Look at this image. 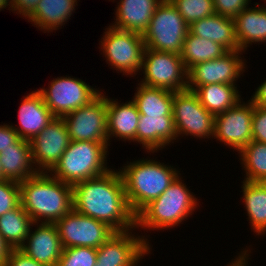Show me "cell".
Instances as JSON below:
<instances>
[{
	"label": "cell",
	"mask_w": 266,
	"mask_h": 266,
	"mask_svg": "<svg viewBox=\"0 0 266 266\" xmlns=\"http://www.w3.org/2000/svg\"><path fill=\"white\" fill-rule=\"evenodd\" d=\"M137 228L116 232L97 248L94 266H140L146 256L153 254L150 246Z\"/></svg>",
	"instance_id": "obj_13"
},
{
	"label": "cell",
	"mask_w": 266,
	"mask_h": 266,
	"mask_svg": "<svg viewBox=\"0 0 266 266\" xmlns=\"http://www.w3.org/2000/svg\"><path fill=\"white\" fill-rule=\"evenodd\" d=\"M70 137L63 118L54 117L31 141L32 161L37 172L49 173L69 146Z\"/></svg>",
	"instance_id": "obj_16"
},
{
	"label": "cell",
	"mask_w": 266,
	"mask_h": 266,
	"mask_svg": "<svg viewBox=\"0 0 266 266\" xmlns=\"http://www.w3.org/2000/svg\"><path fill=\"white\" fill-rule=\"evenodd\" d=\"M110 150L108 143L70 141L59 162L49 172L64 183L74 185L107 173Z\"/></svg>",
	"instance_id": "obj_5"
},
{
	"label": "cell",
	"mask_w": 266,
	"mask_h": 266,
	"mask_svg": "<svg viewBox=\"0 0 266 266\" xmlns=\"http://www.w3.org/2000/svg\"><path fill=\"white\" fill-rule=\"evenodd\" d=\"M55 225L63 248H98L116 232L107 224L72 209Z\"/></svg>",
	"instance_id": "obj_15"
},
{
	"label": "cell",
	"mask_w": 266,
	"mask_h": 266,
	"mask_svg": "<svg viewBox=\"0 0 266 266\" xmlns=\"http://www.w3.org/2000/svg\"><path fill=\"white\" fill-rule=\"evenodd\" d=\"M97 249L93 247L63 248L57 266H94Z\"/></svg>",
	"instance_id": "obj_33"
},
{
	"label": "cell",
	"mask_w": 266,
	"mask_h": 266,
	"mask_svg": "<svg viewBox=\"0 0 266 266\" xmlns=\"http://www.w3.org/2000/svg\"><path fill=\"white\" fill-rule=\"evenodd\" d=\"M256 5V6H255ZM235 33L240 50L247 52L253 44L266 43V6L254 2L235 18Z\"/></svg>",
	"instance_id": "obj_22"
},
{
	"label": "cell",
	"mask_w": 266,
	"mask_h": 266,
	"mask_svg": "<svg viewBox=\"0 0 266 266\" xmlns=\"http://www.w3.org/2000/svg\"><path fill=\"white\" fill-rule=\"evenodd\" d=\"M252 246L253 245L251 244L249 246L248 245L245 246L246 248L243 247V249H241L239 253H236L237 254L236 256H233L234 258L231 261H229L230 263H228L225 266H249V264H251L249 263L250 262L249 260L252 259L250 257L251 255H253L251 250L252 251L254 250Z\"/></svg>",
	"instance_id": "obj_40"
},
{
	"label": "cell",
	"mask_w": 266,
	"mask_h": 266,
	"mask_svg": "<svg viewBox=\"0 0 266 266\" xmlns=\"http://www.w3.org/2000/svg\"><path fill=\"white\" fill-rule=\"evenodd\" d=\"M180 173L170 186L136 216L137 231L151 246L149 231L172 230L184 224L200 206L196 195L187 187ZM140 229V230H139ZM142 229V230H141ZM149 239V240H148Z\"/></svg>",
	"instance_id": "obj_3"
},
{
	"label": "cell",
	"mask_w": 266,
	"mask_h": 266,
	"mask_svg": "<svg viewBox=\"0 0 266 266\" xmlns=\"http://www.w3.org/2000/svg\"><path fill=\"white\" fill-rule=\"evenodd\" d=\"M190 26L193 22L215 14L213 0H170Z\"/></svg>",
	"instance_id": "obj_32"
},
{
	"label": "cell",
	"mask_w": 266,
	"mask_h": 266,
	"mask_svg": "<svg viewBox=\"0 0 266 266\" xmlns=\"http://www.w3.org/2000/svg\"><path fill=\"white\" fill-rule=\"evenodd\" d=\"M172 115L178 141L189 136L205 142V139H213L215 116L200 104L193 90L174 92Z\"/></svg>",
	"instance_id": "obj_9"
},
{
	"label": "cell",
	"mask_w": 266,
	"mask_h": 266,
	"mask_svg": "<svg viewBox=\"0 0 266 266\" xmlns=\"http://www.w3.org/2000/svg\"><path fill=\"white\" fill-rule=\"evenodd\" d=\"M256 88L254 89L255 92L252 93L250 99L255 103V105L266 108V78Z\"/></svg>",
	"instance_id": "obj_41"
},
{
	"label": "cell",
	"mask_w": 266,
	"mask_h": 266,
	"mask_svg": "<svg viewBox=\"0 0 266 266\" xmlns=\"http://www.w3.org/2000/svg\"><path fill=\"white\" fill-rule=\"evenodd\" d=\"M188 71L179 54L145 48L138 82L173 92L188 89ZM140 80V81H139Z\"/></svg>",
	"instance_id": "obj_10"
},
{
	"label": "cell",
	"mask_w": 266,
	"mask_h": 266,
	"mask_svg": "<svg viewBox=\"0 0 266 266\" xmlns=\"http://www.w3.org/2000/svg\"><path fill=\"white\" fill-rule=\"evenodd\" d=\"M236 155L244 181L266 183V143L251 141Z\"/></svg>",
	"instance_id": "obj_31"
},
{
	"label": "cell",
	"mask_w": 266,
	"mask_h": 266,
	"mask_svg": "<svg viewBox=\"0 0 266 266\" xmlns=\"http://www.w3.org/2000/svg\"><path fill=\"white\" fill-rule=\"evenodd\" d=\"M242 50L226 52L222 57L200 62L188 70V89L207 84H231L238 87V80L244 77L247 60ZM242 76V77H241Z\"/></svg>",
	"instance_id": "obj_14"
},
{
	"label": "cell",
	"mask_w": 266,
	"mask_h": 266,
	"mask_svg": "<svg viewBox=\"0 0 266 266\" xmlns=\"http://www.w3.org/2000/svg\"><path fill=\"white\" fill-rule=\"evenodd\" d=\"M73 209L107 224L115 232L136 228L120 172L114 167L107 173L73 185Z\"/></svg>",
	"instance_id": "obj_1"
},
{
	"label": "cell",
	"mask_w": 266,
	"mask_h": 266,
	"mask_svg": "<svg viewBox=\"0 0 266 266\" xmlns=\"http://www.w3.org/2000/svg\"><path fill=\"white\" fill-rule=\"evenodd\" d=\"M242 205L254 236L266 235V183L241 181Z\"/></svg>",
	"instance_id": "obj_26"
},
{
	"label": "cell",
	"mask_w": 266,
	"mask_h": 266,
	"mask_svg": "<svg viewBox=\"0 0 266 266\" xmlns=\"http://www.w3.org/2000/svg\"><path fill=\"white\" fill-rule=\"evenodd\" d=\"M54 78L47 88L37 89L54 117L62 118L88 105L103 91L99 87L96 88L97 86H90L86 80L69 76V74Z\"/></svg>",
	"instance_id": "obj_8"
},
{
	"label": "cell",
	"mask_w": 266,
	"mask_h": 266,
	"mask_svg": "<svg viewBox=\"0 0 266 266\" xmlns=\"http://www.w3.org/2000/svg\"><path fill=\"white\" fill-rule=\"evenodd\" d=\"M11 250L12 248L7 244L0 233V266H4Z\"/></svg>",
	"instance_id": "obj_42"
},
{
	"label": "cell",
	"mask_w": 266,
	"mask_h": 266,
	"mask_svg": "<svg viewBox=\"0 0 266 266\" xmlns=\"http://www.w3.org/2000/svg\"><path fill=\"white\" fill-rule=\"evenodd\" d=\"M86 106L63 116L71 141L108 143L106 92Z\"/></svg>",
	"instance_id": "obj_12"
},
{
	"label": "cell",
	"mask_w": 266,
	"mask_h": 266,
	"mask_svg": "<svg viewBox=\"0 0 266 266\" xmlns=\"http://www.w3.org/2000/svg\"><path fill=\"white\" fill-rule=\"evenodd\" d=\"M22 208L33 222L55 223L73 209V186L47 172L19 183Z\"/></svg>",
	"instance_id": "obj_4"
},
{
	"label": "cell",
	"mask_w": 266,
	"mask_h": 266,
	"mask_svg": "<svg viewBox=\"0 0 266 266\" xmlns=\"http://www.w3.org/2000/svg\"><path fill=\"white\" fill-rule=\"evenodd\" d=\"M133 98L138 111L144 116L172 115L174 92L137 83Z\"/></svg>",
	"instance_id": "obj_28"
},
{
	"label": "cell",
	"mask_w": 266,
	"mask_h": 266,
	"mask_svg": "<svg viewBox=\"0 0 266 266\" xmlns=\"http://www.w3.org/2000/svg\"><path fill=\"white\" fill-rule=\"evenodd\" d=\"M19 134L11 126V124H0V152L7 148L13 147L20 140Z\"/></svg>",
	"instance_id": "obj_37"
},
{
	"label": "cell",
	"mask_w": 266,
	"mask_h": 266,
	"mask_svg": "<svg viewBox=\"0 0 266 266\" xmlns=\"http://www.w3.org/2000/svg\"><path fill=\"white\" fill-rule=\"evenodd\" d=\"M19 249L39 263L57 266L63 247L55 223L33 222Z\"/></svg>",
	"instance_id": "obj_17"
},
{
	"label": "cell",
	"mask_w": 266,
	"mask_h": 266,
	"mask_svg": "<svg viewBox=\"0 0 266 266\" xmlns=\"http://www.w3.org/2000/svg\"><path fill=\"white\" fill-rule=\"evenodd\" d=\"M177 167L165 164L154 156L153 159L144 156L137 160L130 159L118 168L128 205L135 216L170 186L180 174Z\"/></svg>",
	"instance_id": "obj_2"
},
{
	"label": "cell",
	"mask_w": 266,
	"mask_h": 266,
	"mask_svg": "<svg viewBox=\"0 0 266 266\" xmlns=\"http://www.w3.org/2000/svg\"><path fill=\"white\" fill-rule=\"evenodd\" d=\"M237 86L231 84H207L196 87L200 104L212 115L216 116L233 107L242 99Z\"/></svg>",
	"instance_id": "obj_27"
},
{
	"label": "cell",
	"mask_w": 266,
	"mask_h": 266,
	"mask_svg": "<svg viewBox=\"0 0 266 266\" xmlns=\"http://www.w3.org/2000/svg\"><path fill=\"white\" fill-rule=\"evenodd\" d=\"M18 107L19 124L11 126L21 139L31 141L54 119L37 88L23 96Z\"/></svg>",
	"instance_id": "obj_20"
},
{
	"label": "cell",
	"mask_w": 266,
	"mask_h": 266,
	"mask_svg": "<svg viewBox=\"0 0 266 266\" xmlns=\"http://www.w3.org/2000/svg\"><path fill=\"white\" fill-rule=\"evenodd\" d=\"M242 98L233 107L215 116L214 137L237 154L252 141V116L255 103Z\"/></svg>",
	"instance_id": "obj_11"
},
{
	"label": "cell",
	"mask_w": 266,
	"mask_h": 266,
	"mask_svg": "<svg viewBox=\"0 0 266 266\" xmlns=\"http://www.w3.org/2000/svg\"><path fill=\"white\" fill-rule=\"evenodd\" d=\"M21 204L19 182L4 179L0 181V216Z\"/></svg>",
	"instance_id": "obj_34"
},
{
	"label": "cell",
	"mask_w": 266,
	"mask_h": 266,
	"mask_svg": "<svg viewBox=\"0 0 266 266\" xmlns=\"http://www.w3.org/2000/svg\"><path fill=\"white\" fill-rule=\"evenodd\" d=\"M189 31L198 37L222 45L227 51L240 50L235 33L234 19L213 14L193 22Z\"/></svg>",
	"instance_id": "obj_25"
},
{
	"label": "cell",
	"mask_w": 266,
	"mask_h": 266,
	"mask_svg": "<svg viewBox=\"0 0 266 266\" xmlns=\"http://www.w3.org/2000/svg\"><path fill=\"white\" fill-rule=\"evenodd\" d=\"M4 266H47L28 257L20 249H12Z\"/></svg>",
	"instance_id": "obj_38"
},
{
	"label": "cell",
	"mask_w": 266,
	"mask_h": 266,
	"mask_svg": "<svg viewBox=\"0 0 266 266\" xmlns=\"http://www.w3.org/2000/svg\"><path fill=\"white\" fill-rule=\"evenodd\" d=\"M110 1V0H109ZM116 2L117 0H111ZM163 0H119L114 10L113 28L136 32L143 35L151 22V18Z\"/></svg>",
	"instance_id": "obj_21"
},
{
	"label": "cell",
	"mask_w": 266,
	"mask_h": 266,
	"mask_svg": "<svg viewBox=\"0 0 266 266\" xmlns=\"http://www.w3.org/2000/svg\"><path fill=\"white\" fill-rule=\"evenodd\" d=\"M0 165L5 179L19 183L38 173L32 161L31 143L25 139L0 152Z\"/></svg>",
	"instance_id": "obj_24"
},
{
	"label": "cell",
	"mask_w": 266,
	"mask_h": 266,
	"mask_svg": "<svg viewBox=\"0 0 266 266\" xmlns=\"http://www.w3.org/2000/svg\"><path fill=\"white\" fill-rule=\"evenodd\" d=\"M80 0H40L26 19L39 31L52 33L62 29L70 20ZM63 26V27H62Z\"/></svg>",
	"instance_id": "obj_23"
},
{
	"label": "cell",
	"mask_w": 266,
	"mask_h": 266,
	"mask_svg": "<svg viewBox=\"0 0 266 266\" xmlns=\"http://www.w3.org/2000/svg\"><path fill=\"white\" fill-rule=\"evenodd\" d=\"M228 52L222 45L214 41L193 35L188 31L184 39L180 57L188 71L192 66L222 57Z\"/></svg>",
	"instance_id": "obj_29"
},
{
	"label": "cell",
	"mask_w": 266,
	"mask_h": 266,
	"mask_svg": "<svg viewBox=\"0 0 266 266\" xmlns=\"http://www.w3.org/2000/svg\"><path fill=\"white\" fill-rule=\"evenodd\" d=\"M107 96V134L108 146L111 139L136 143V131L140 113L135 102L127 100L125 103Z\"/></svg>",
	"instance_id": "obj_19"
},
{
	"label": "cell",
	"mask_w": 266,
	"mask_h": 266,
	"mask_svg": "<svg viewBox=\"0 0 266 266\" xmlns=\"http://www.w3.org/2000/svg\"><path fill=\"white\" fill-rule=\"evenodd\" d=\"M189 25L170 0H163L156 8L148 30L143 34L146 48L181 54Z\"/></svg>",
	"instance_id": "obj_7"
},
{
	"label": "cell",
	"mask_w": 266,
	"mask_h": 266,
	"mask_svg": "<svg viewBox=\"0 0 266 266\" xmlns=\"http://www.w3.org/2000/svg\"><path fill=\"white\" fill-rule=\"evenodd\" d=\"M5 178L3 177L2 170H1V165H0V181L4 180Z\"/></svg>",
	"instance_id": "obj_44"
},
{
	"label": "cell",
	"mask_w": 266,
	"mask_h": 266,
	"mask_svg": "<svg viewBox=\"0 0 266 266\" xmlns=\"http://www.w3.org/2000/svg\"><path fill=\"white\" fill-rule=\"evenodd\" d=\"M215 13L234 19L242 10L248 8L252 0H213Z\"/></svg>",
	"instance_id": "obj_35"
},
{
	"label": "cell",
	"mask_w": 266,
	"mask_h": 266,
	"mask_svg": "<svg viewBox=\"0 0 266 266\" xmlns=\"http://www.w3.org/2000/svg\"><path fill=\"white\" fill-rule=\"evenodd\" d=\"M33 221L21 204L0 216V233L12 249H19L28 236Z\"/></svg>",
	"instance_id": "obj_30"
},
{
	"label": "cell",
	"mask_w": 266,
	"mask_h": 266,
	"mask_svg": "<svg viewBox=\"0 0 266 266\" xmlns=\"http://www.w3.org/2000/svg\"><path fill=\"white\" fill-rule=\"evenodd\" d=\"M4 9L10 10V11L12 10V3L9 0H0V11Z\"/></svg>",
	"instance_id": "obj_43"
},
{
	"label": "cell",
	"mask_w": 266,
	"mask_h": 266,
	"mask_svg": "<svg viewBox=\"0 0 266 266\" xmlns=\"http://www.w3.org/2000/svg\"><path fill=\"white\" fill-rule=\"evenodd\" d=\"M178 142L173 115L144 116L140 114L136 143L150 156ZM167 146V147H166ZM152 153V154H151Z\"/></svg>",
	"instance_id": "obj_18"
},
{
	"label": "cell",
	"mask_w": 266,
	"mask_h": 266,
	"mask_svg": "<svg viewBox=\"0 0 266 266\" xmlns=\"http://www.w3.org/2000/svg\"><path fill=\"white\" fill-rule=\"evenodd\" d=\"M99 51L109 68L126 77H136L142 69L145 43L143 35L105 26Z\"/></svg>",
	"instance_id": "obj_6"
},
{
	"label": "cell",
	"mask_w": 266,
	"mask_h": 266,
	"mask_svg": "<svg viewBox=\"0 0 266 266\" xmlns=\"http://www.w3.org/2000/svg\"><path fill=\"white\" fill-rule=\"evenodd\" d=\"M40 0H14L12 2V11L20 18L27 19L34 11Z\"/></svg>",
	"instance_id": "obj_39"
},
{
	"label": "cell",
	"mask_w": 266,
	"mask_h": 266,
	"mask_svg": "<svg viewBox=\"0 0 266 266\" xmlns=\"http://www.w3.org/2000/svg\"><path fill=\"white\" fill-rule=\"evenodd\" d=\"M252 141L266 143V108L254 106L252 116Z\"/></svg>",
	"instance_id": "obj_36"
}]
</instances>
